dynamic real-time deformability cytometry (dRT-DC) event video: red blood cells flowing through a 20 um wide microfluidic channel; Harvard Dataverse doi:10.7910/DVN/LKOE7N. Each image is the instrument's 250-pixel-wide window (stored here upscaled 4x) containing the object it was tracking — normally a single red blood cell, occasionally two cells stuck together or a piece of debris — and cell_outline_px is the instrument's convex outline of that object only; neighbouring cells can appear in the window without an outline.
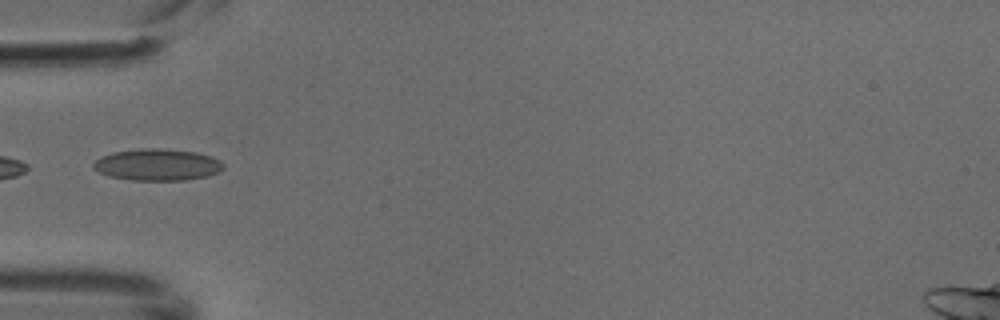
{"species": "common noctule bat (a hibernating species)", "species_latin": "Nyctalus noctula", "temperature_condition": "cold", "stored_images_in_passage": 5, "camera_frame_rate_fps": 3000, "um_per_image_px": 0.085, "animal": {"sex": "male", "body_mass_g": 18.8}, "frame": {"image": 1, "passage_image": 4, "time_ms": 1.0, "image_size_px": [1000, 320], "cell_outline_px": [[224, 168], [220, 172], [208, 176], [184, 180], [132, 180], [108, 176], [92, 168], [92, 164], [100, 156], [112, 152], [144, 148], [156, 148], [196, 152], [212, 156], [220, 160], [224, 164]], "centroid_in_image_um": [13.39, 14.0], "position_along_channel_um": 71.6, "area_um2": 24.16}}
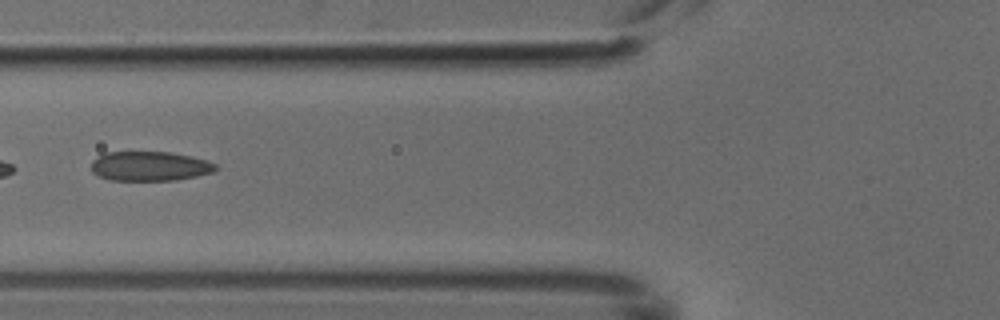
{"frame": {"image": 2, "passage_image": 5, "time_ms": 1.333, "image_size_px": [1000, 320], "cell_outline_px": [[216, 168], [212, 172], [196, 176], [176, 180], [108, 180], [92, 172], [92, 160], [104, 152], [168, 152], [192, 156], [216, 164]], "centroid_in_image_um": [12.69, 14.12], "position_along_channel_um": 113.1, "area_um2": 21.27}}